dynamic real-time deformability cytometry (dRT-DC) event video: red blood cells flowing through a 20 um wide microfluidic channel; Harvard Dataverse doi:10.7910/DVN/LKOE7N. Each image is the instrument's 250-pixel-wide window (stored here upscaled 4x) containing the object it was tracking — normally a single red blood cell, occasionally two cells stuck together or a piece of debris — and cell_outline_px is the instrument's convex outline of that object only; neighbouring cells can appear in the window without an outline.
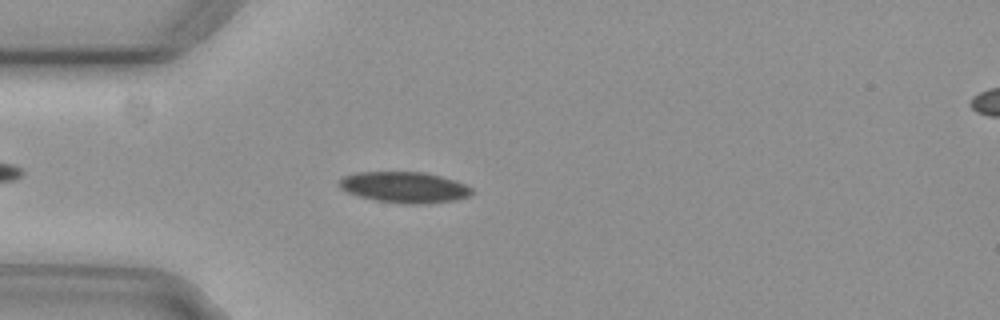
{"species": "common noctule bat (a hibernating species)", "species_latin": "Nyctalus noctula", "temperature_condition": "cold", "stored_images_in_passage": 6, "camera_frame_rate_fps": 3000, "um_per_image_px": 0.085, "animal": {"sex": "female", "body_mass_g": 29.2, "forearm_length_mm": 56.3}, "frame": {"image": 1, "passage_image": 5, "time_ms": 1.333, "image_size_px": [1000, 320], "cell_outline_px": [[472, 192], [468, 196], [456, 200], [420, 204], [404, 204], [376, 200], [360, 196], [348, 192], [340, 188], [340, 180], [344, 176], [360, 172], [424, 172], [456, 180], [472, 188]], "centroid_in_image_um": [34.4, 15.92], "position_along_channel_um": 50.6, "area_um2": 23.7}}